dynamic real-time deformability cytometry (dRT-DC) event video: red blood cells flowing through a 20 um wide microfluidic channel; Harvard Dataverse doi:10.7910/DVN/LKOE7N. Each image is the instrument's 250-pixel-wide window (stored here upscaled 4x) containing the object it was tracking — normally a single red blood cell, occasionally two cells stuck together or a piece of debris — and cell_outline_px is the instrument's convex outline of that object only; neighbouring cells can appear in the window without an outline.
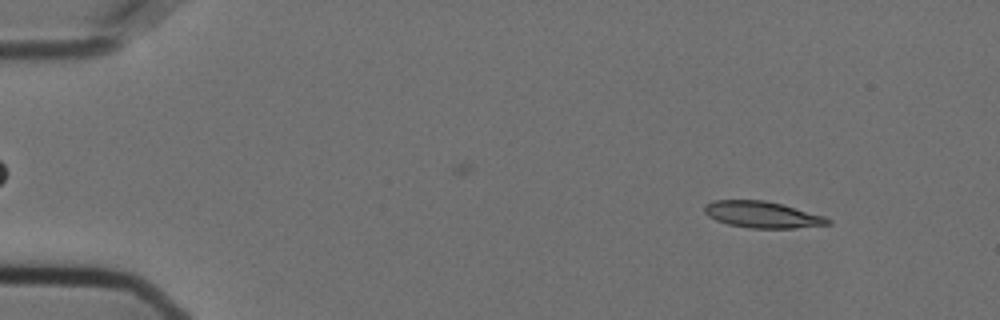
{"species": "Egyptian fruit bat (a non-hibernating species)", "species_latin": "Rousettus aegyptiacus", "temperature_condition": "cold", "stored_images_in_passage": 56, "camera_frame_rate_fps": 3000, "um_per_image_px": 0.085, "animal": {"sex": "female"}, "frame": {"image": 1, "passage_image": 6, "time_ms": 1.667, "image_size_px": [1000, 320], "cell_outline_px": [[832, 224], [796, 228], [748, 228], [728, 224], [716, 220], [708, 216], [704, 212], [704, 204], [712, 200], [764, 200], [784, 204], [824, 216], [832, 220]], "centroid_in_image_um": [64.8, 18.24], "position_along_channel_um": 20.2, "area_um2": 19.25}}
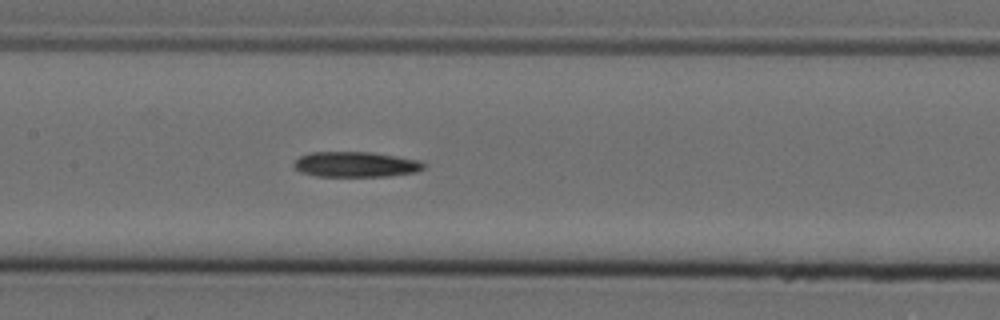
{"frame": {"image": 2, "passage_image": 27, "time_ms": 8.667, "image_size_px": [1000, 320], "cell_outline_px": [[424, 168], [416, 172], [388, 176], [316, 176], [300, 172], [292, 164], [300, 156], [312, 152], [372, 152], [420, 160], [424, 164]], "centroid_in_image_um": [30.23, 13.97], "position_along_channel_um": 177.2, "area_um2": 19.13}}
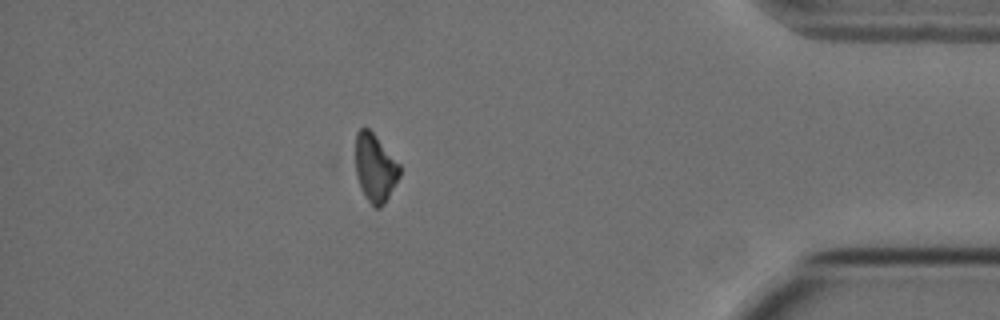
{"frame": {"image": 3, "passage_image": 49, "time_ms": 16.0, "image_size_px": [1000, 320], "cell_outline_px": [[400, 176], [384, 204], [380, 208], [376, 208], [364, 196], [360, 188], [356, 176], [356, 132], [360, 128], [368, 128], [372, 132], [400, 164]], "centroid_in_image_um": [31.88, 14.28], "position_along_channel_um": 403.3, "area_um2": 17.4}}